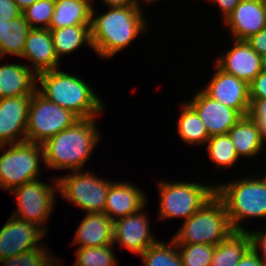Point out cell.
<instances>
[{"mask_svg": "<svg viewBox=\"0 0 266 266\" xmlns=\"http://www.w3.org/2000/svg\"><path fill=\"white\" fill-rule=\"evenodd\" d=\"M107 13L95 17L92 5L90 37L92 48L103 58H109L126 48L147 28L140 6L110 7Z\"/></svg>", "mask_w": 266, "mask_h": 266, "instance_id": "6da1fadb", "label": "cell"}, {"mask_svg": "<svg viewBox=\"0 0 266 266\" xmlns=\"http://www.w3.org/2000/svg\"><path fill=\"white\" fill-rule=\"evenodd\" d=\"M95 124V117L79 119L42 144L46 168L81 170L99 143Z\"/></svg>", "mask_w": 266, "mask_h": 266, "instance_id": "7a4b0ae2", "label": "cell"}, {"mask_svg": "<svg viewBox=\"0 0 266 266\" xmlns=\"http://www.w3.org/2000/svg\"><path fill=\"white\" fill-rule=\"evenodd\" d=\"M37 91L59 105L70 110L79 119L95 117L103 112L104 106L98 94L87 83L77 76L54 69L37 74Z\"/></svg>", "mask_w": 266, "mask_h": 266, "instance_id": "3957f363", "label": "cell"}, {"mask_svg": "<svg viewBox=\"0 0 266 266\" xmlns=\"http://www.w3.org/2000/svg\"><path fill=\"white\" fill-rule=\"evenodd\" d=\"M215 193L225 204L233 231H247L240 224L246 218L266 217V176L218 184Z\"/></svg>", "mask_w": 266, "mask_h": 266, "instance_id": "277c9868", "label": "cell"}, {"mask_svg": "<svg viewBox=\"0 0 266 266\" xmlns=\"http://www.w3.org/2000/svg\"><path fill=\"white\" fill-rule=\"evenodd\" d=\"M232 231L225 204L215 193L197 212L183 222L173 239L176 244L216 246Z\"/></svg>", "mask_w": 266, "mask_h": 266, "instance_id": "5b68a950", "label": "cell"}, {"mask_svg": "<svg viewBox=\"0 0 266 266\" xmlns=\"http://www.w3.org/2000/svg\"><path fill=\"white\" fill-rule=\"evenodd\" d=\"M9 147L6 149V147ZM0 188L11 191L24 183L39 179L40 157L44 163L43 145L33 142H20L0 145Z\"/></svg>", "mask_w": 266, "mask_h": 266, "instance_id": "8992f818", "label": "cell"}, {"mask_svg": "<svg viewBox=\"0 0 266 266\" xmlns=\"http://www.w3.org/2000/svg\"><path fill=\"white\" fill-rule=\"evenodd\" d=\"M77 120L79 118L70 110L53 103L36 90L28 107L26 141L42 145Z\"/></svg>", "mask_w": 266, "mask_h": 266, "instance_id": "52a82bcc", "label": "cell"}, {"mask_svg": "<svg viewBox=\"0 0 266 266\" xmlns=\"http://www.w3.org/2000/svg\"><path fill=\"white\" fill-rule=\"evenodd\" d=\"M160 218L184 217L186 221L215 194V186L194 182H159Z\"/></svg>", "mask_w": 266, "mask_h": 266, "instance_id": "ba28073f", "label": "cell"}, {"mask_svg": "<svg viewBox=\"0 0 266 266\" xmlns=\"http://www.w3.org/2000/svg\"><path fill=\"white\" fill-rule=\"evenodd\" d=\"M72 175L56 177L58 191L63 198L79 206L86 213L104 212L106 195L112 182L81 170H72Z\"/></svg>", "mask_w": 266, "mask_h": 266, "instance_id": "9c48e42d", "label": "cell"}, {"mask_svg": "<svg viewBox=\"0 0 266 266\" xmlns=\"http://www.w3.org/2000/svg\"><path fill=\"white\" fill-rule=\"evenodd\" d=\"M53 180V185L36 179L12 189L11 194H15L18 203V209L12 216L36 224L47 232L43 223L51 215L55 205L54 196L58 192L57 179Z\"/></svg>", "mask_w": 266, "mask_h": 266, "instance_id": "30bf717a", "label": "cell"}, {"mask_svg": "<svg viewBox=\"0 0 266 266\" xmlns=\"http://www.w3.org/2000/svg\"><path fill=\"white\" fill-rule=\"evenodd\" d=\"M45 234L38 225L11 215L0 229V261L43 246L38 242Z\"/></svg>", "mask_w": 266, "mask_h": 266, "instance_id": "8fae6325", "label": "cell"}, {"mask_svg": "<svg viewBox=\"0 0 266 266\" xmlns=\"http://www.w3.org/2000/svg\"><path fill=\"white\" fill-rule=\"evenodd\" d=\"M216 72L202 90L211 98L238 111L243 117L250 107L249 84L234 75L225 73L215 64Z\"/></svg>", "mask_w": 266, "mask_h": 266, "instance_id": "7c38bea8", "label": "cell"}, {"mask_svg": "<svg viewBox=\"0 0 266 266\" xmlns=\"http://www.w3.org/2000/svg\"><path fill=\"white\" fill-rule=\"evenodd\" d=\"M31 96H12L0 99V145L26 141L28 107Z\"/></svg>", "mask_w": 266, "mask_h": 266, "instance_id": "4fadbf2b", "label": "cell"}, {"mask_svg": "<svg viewBox=\"0 0 266 266\" xmlns=\"http://www.w3.org/2000/svg\"><path fill=\"white\" fill-rule=\"evenodd\" d=\"M188 104L203 121L209 137L226 134L243 117L235 109L209 97L203 90L196 92Z\"/></svg>", "mask_w": 266, "mask_h": 266, "instance_id": "5bb4252c", "label": "cell"}, {"mask_svg": "<svg viewBox=\"0 0 266 266\" xmlns=\"http://www.w3.org/2000/svg\"><path fill=\"white\" fill-rule=\"evenodd\" d=\"M142 211L143 208L116 219L113 226V243L118 242L122 247L138 255L157 242L150 234L148 218L142 214Z\"/></svg>", "mask_w": 266, "mask_h": 266, "instance_id": "9a60e30c", "label": "cell"}, {"mask_svg": "<svg viewBox=\"0 0 266 266\" xmlns=\"http://www.w3.org/2000/svg\"><path fill=\"white\" fill-rule=\"evenodd\" d=\"M266 0H241L223 21L234 40H246L266 27Z\"/></svg>", "mask_w": 266, "mask_h": 266, "instance_id": "2e32d148", "label": "cell"}, {"mask_svg": "<svg viewBox=\"0 0 266 266\" xmlns=\"http://www.w3.org/2000/svg\"><path fill=\"white\" fill-rule=\"evenodd\" d=\"M233 44L234 46L223 57L218 58L215 64L225 73L250 84L262 71L261 56L246 40H234Z\"/></svg>", "mask_w": 266, "mask_h": 266, "instance_id": "e0dca14e", "label": "cell"}, {"mask_svg": "<svg viewBox=\"0 0 266 266\" xmlns=\"http://www.w3.org/2000/svg\"><path fill=\"white\" fill-rule=\"evenodd\" d=\"M21 58L30 61L36 75L59 68V59L55 53L50 30L31 28L27 34Z\"/></svg>", "mask_w": 266, "mask_h": 266, "instance_id": "ac0fdd59", "label": "cell"}, {"mask_svg": "<svg viewBox=\"0 0 266 266\" xmlns=\"http://www.w3.org/2000/svg\"><path fill=\"white\" fill-rule=\"evenodd\" d=\"M132 183L112 182L107 195L104 213L113 221L138 212L146 206L145 193Z\"/></svg>", "mask_w": 266, "mask_h": 266, "instance_id": "d6986e66", "label": "cell"}, {"mask_svg": "<svg viewBox=\"0 0 266 266\" xmlns=\"http://www.w3.org/2000/svg\"><path fill=\"white\" fill-rule=\"evenodd\" d=\"M114 221L104 212L86 213L74 237L82 247H100L113 243Z\"/></svg>", "mask_w": 266, "mask_h": 266, "instance_id": "ffe728a7", "label": "cell"}, {"mask_svg": "<svg viewBox=\"0 0 266 266\" xmlns=\"http://www.w3.org/2000/svg\"><path fill=\"white\" fill-rule=\"evenodd\" d=\"M30 68L19 63L0 66V99L34 94L37 75Z\"/></svg>", "mask_w": 266, "mask_h": 266, "instance_id": "44dd1931", "label": "cell"}, {"mask_svg": "<svg viewBox=\"0 0 266 266\" xmlns=\"http://www.w3.org/2000/svg\"><path fill=\"white\" fill-rule=\"evenodd\" d=\"M227 133L239 158L254 157L263 148L258 125L248 116L242 117Z\"/></svg>", "mask_w": 266, "mask_h": 266, "instance_id": "7402d4cb", "label": "cell"}, {"mask_svg": "<svg viewBox=\"0 0 266 266\" xmlns=\"http://www.w3.org/2000/svg\"><path fill=\"white\" fill-rule=\"evenodd\" d=\"M92 5L86 0H55L49 29L71 25H90Z\"/></svg>", "mask_w": 266, "mask_h": 266, "instance_id": "603a6c76", "label": "cell"}, {"mask_svg": "<svg viewBox=\"0 0 266 266\" xmlns=\"http://www.w3.org/2000/svg\"><path fill=\"white\" fill-rule=\"evenodd\" d=\"M251 247L248 231H232L215 246L211 266H236L242 256Z\"/></svg>", "mask_w": 266, "mask_h": 266, "instance_id": "cb8c5ba5", "label": "cell"}, {"mask_svg": "<svg viewBox=\"0 0 266 266\" xmlns=\"http://www.w3.org/2000/svg\"><path fill=\"white\" fill-rule=\"evenodd\" d=\"M49 30L59 60L61 56L78 50L84 43L92 48L90 25H71Z\"/></svg>", "mask_w": 266, "mask_h": 266, "instance_id": "d4e9b609", "label": "cell"}, {"mask_svg": "<svg viewBox=\"0 0 266 266\" xmlns=\"http://www.w3.org/2000/svg\"><path fill=\"white\" fill-rule=\"evenodd\" d=\"M181 107L182 112L177 125L181 140L192 145L205 144L210 137L203 121L188 103L181 104Z\"/></svg>", "mask_w": 266, "mask_h": 266, "instance_id": "484cf974", "label": "cell"}, {"mask_svg": "<svg viewBox=\"0 0 266 266\" xmlns=\"http://www.w3.org/2000/svg\"><path fill=\"white\" fill-rule=\"evenodd\" d=\"M30 29L23 15L7 21L5 39H3L0 45L1 56L4 58L5 55L10 54L21 57Z\"/></svg>", "mask_w": 266, "mask_h": 266, "instance_id": "4316f807", "label": "cell"}, {"mask_svg": "<svg viewBox=\"0 0 266 266\" xmlns=\"http://www.w3.org/2000/svg\"><path fill=\"white\" fill-rule=\"evenodd\" d=\"M169 243L167 245V243L157 241L149 246L140 254L143 266H183L174 239L172 238Z\"/></svg>", "mask_w": 266, "mask_h": 266, "instance_id": "83f0119b", "label": "cell"}, {"mask_svg": "<svg viewBox=\"0 0 266 266\" xmlns=\"http://www.w3.org/2000/svg\"><path fill=\"white\" fill-rule=\"evenodd\" d=\"M206 143L211 161L220 168H230L239 159L228 133L212 136Z\"/></svg>", "mask_w": 266, "mask_h": 266, "instance_id": "f1b7e54d", "label": "cell"}, {"mask_svg": "<svg viewBox=\"0 0 266 266\" xmlns=\"http://www.w3.org/2000/svg\"><path fill=\"white\" fill-rule=\"evenodd\" d=\"M114 243L100 247H82L76 251L77 260L74 266H115Z\"/></svg>", "mask_w": 266, "mask_h": 266, "instance_id": "f546056e", "label": "cell"}, {"mask_svg": "<svg viewBox=\"0 0 266 266\" xmlns=\"http://www.w3.org/2000/svg\"><path fill=\"white\" fill-rule=\"evenodd\" d=\"M176 247L183 266H211L215 246L208 244H176Z\"/></svg>", "mask_w": 266, "mask_h": 266, "instance_id": "4dcf8cb0", "label": "cell"}, {"mask_svg": "<svg viewBox=\"0 0 266 266\" xmlns=\"http://www.w3.org/2000/svg\"><path fill=\"white\" fill-rule=\"evenodd\" d=\"M54 10L55 0H37L22 15L30 28L49 29Z\"/></svg>", "mask_w": 266, "mask_h": 266, "instance_id": "1f68e13d", "label": "cell"}, {"mask_svg": "<svg viewBox=\"0 0 266 266\" xmlns=\"http://www.w3.org/2000/svg\"><path fill=\"white\" fill-rule=\"evenodd\" d=\"M45 249L46 248L41 246L35 250H30L21 253L20 255L3 259L0 263H3V266H56L53 263L55 261L53 256L45 251Z\"/></svg>", "mask_w": 266, "mask_h": 266, "instance_id": "d6a6232c", "label": "cell"}, {"mask_svg": "<svg viewBox=\"0 0 266 266\" xmlns=\"http://www.w3.org/2000/svg\"><path fill=\"white\" fill-rule=\"evenodd\" d=\"M247 116L258 125L260 135L263 141H266V98L250 99Z\"/></svg>", "mask_w": 266, "mask_h": 266, "instance_id": "836d02e7", "label": "cell"}, {"mask_svg": "<svg viewBox=\"0 0 266 266\" xmlns=\"http://www.w3.org/2000/svg\"><path fill=\"white\" fill-rule=\"evenodd\" d=\"M250 99L266 98V72L261 71L249 84Z\"/></svg>", "mask_w": 266, "mask_h": 266, "instance_id": "e575fe53", "label": "cell"}, {"mask_svg": "<svg viewBox=\"0 0 266 266\" xmlns=\"http://www.w3.org/2000/svg\"><path fill=\"white\" fill-rule=\"evenodd\" d=\"M249 235L251 238V248L258 253L259 258L266 264V230L262 232L249 231ZM258 250L261 251L260 255Z\"/></svg>", "mask_w": 266, "mask_h": 266, "instance_id": "d590c367", "label": "cell"}, {"mask_svg": "<svg viewBox=\"0 0 266 266\" xmlns=\"http://www.w3.org/2000/svg\"><path fill=\"white\" fill-rule=\"evenodd\" d=\"M246 42L251 48L256 51L260 56L266 54V27L256 34L251 35Z\"/></svg>", "mask_w": 266, "mask_h": 266, "instance_id": "8d00e7d4", "label": "cell"}, {"mask_svg": "<svg viewBox=\"0 0 266 266\" xmlns=\"http://www.w3.org/2000/svg\"><path fill=\"white\" fill-rule=\"evenodd\" d=\"M22 15V11L17 7L14 0H0V18L11 19Z\"/></svg>", "mask_w": 266, "mask_h": 266, "instance_id": "74e56055", "label": "cell"}, {"mask_svg": "<svg viewBox=\"0 0 266 266\" xmlns=\"http://www.w3.org/2000/svg\"><path fill=\"white\" fill-rule=\"evenodd\" d=\"M236 266H266V264L259 258L258 253L250 247Z\"/></svg>", "mask_w": 266, "mask_h": 266, "instance_id": "f35d334b", "label": "cell"}, {"mask_svg": "<svg viewBox=\"0 0 266 266\" xmlns=\"http://www.w3.org/2000/svg\"><path fill=\"white\" fill-rule=\"evenodd\" d=\"M218 4L221 10L224 20L232 13L235 7L241 2V0H210Z\"/></svg>", "mask_w": 266, "mask_h": 266, "instance_id": "ab89813d", "label": "cell"}, {"mask_svg": "<svg viewBox=\"0 0 266 266\" xmlns=\"http://www.w3.org/2000/svg\"><path fill=\"white\" fill-rule=\"evenodd\" d=\"M103 2L108 7L137 6L134 0H103Z\"/></svg>", "mask_w": 266, "mask_h": 266, "instance_id": "60d3db41", "label": "cell"}, {"mask_svg": "<svg viewBox=\"0 0 266 266\" xmlns=\"http://www.w3.org/2000/svg\"><path fill=\"white\" fill-rule=\"evenodd\" d=\"M15 3L17 4V7L23 11L26 8L30 7L34 2L37 0H14Z\"/></svg>", "mask_w": 266, "mask_h": 266, "instance_id": "b9f144b4", "label": "cell"}, {"mask_svg": "<svg viewBox=\"0 0 266 266\" xmlns=\"http://www.w3.org/2000/svg\"><path fill=\"white\" fill-rule=\"evenodd\" d=\"M7 21L8 19L0 18V45L2 44L3 39H5Z\"/></svg>", "mask_w": 266, "mask_h": 266, "instance_id": "7bdbcfd3", "label": "cell"}, {"mask_svg": "<svg viewBox=\"0 0 266 266\" xmlns=\"http://www.w3.org/2000/svg\"><path fill=\"white\" fill-rule=\"evenodd\" d=\"M261 69L266 72V54L261 56Z\"/></svg>", "mask_w": 266, "mask_h": 266, "instance_id": "ee69618b", "label": "cell"}, {"mask_svg": "<svg viewBox=\"0 0 266 266\" xmlns=\"http://www.w3.org/2000/svg\"><path fill=\"white\" fill-rule=\"evenodd\" d=\"M135 1V4L136 5H138V6H140V2L142 1V2H146V3H152V2H155V1H158V0H134Z\"/></svg>", "mask_w": 266, "mask_h": 266, "instance_id": "f6af8a7d", "label": "cell"}]
</instances>
